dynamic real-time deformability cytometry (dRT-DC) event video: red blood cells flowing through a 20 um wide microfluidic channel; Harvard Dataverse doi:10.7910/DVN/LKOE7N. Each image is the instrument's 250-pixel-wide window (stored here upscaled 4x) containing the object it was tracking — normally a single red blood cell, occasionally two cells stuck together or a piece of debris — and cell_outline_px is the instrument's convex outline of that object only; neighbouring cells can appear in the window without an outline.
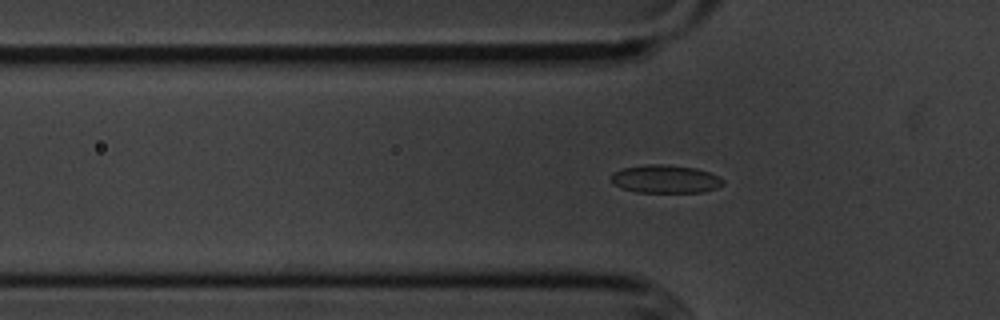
{"species": "common noctule bat (a hibernating species)", "species_latin": "Nyctalus noctula", "temperature_condition": "cold", "stored_images_in_passage": 50, "segment_of_instrument_passage": [1, 2], "camera_frame_rate_fps": 3000, "um_per_image_px": 0.085, "animal": {"sex": "male", "body_mass_g": 20.1, "forearm_length_mm": 53.5}, "frame": {"image": 1, "passage_image": 11, "time_ms": 3.333, "image_size_px": [1000, 320], "cell_outline_px": [[724, 184], [716, 188], [704, 192], [636, 192], [620, 188], [612, 184], [612, 172], [624, 168], [648, 164], [660, 164], [696, 168], [720, 176], [724, 180]], "centroid_in_image_um": [56.56, 15.22], "position_along_channel_um": 69.2, "area_um2": 18.38}}
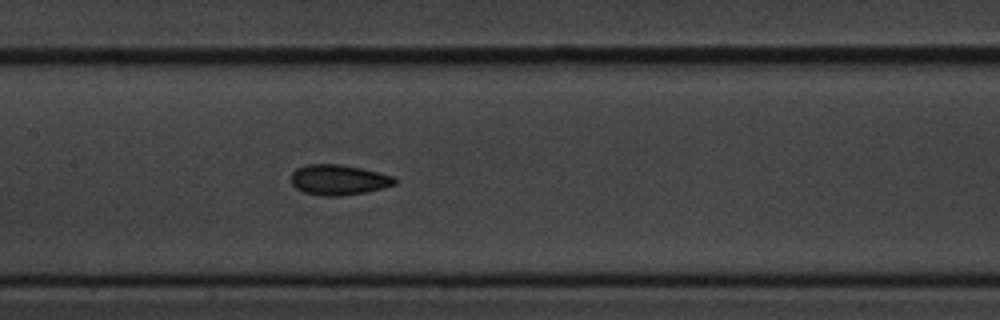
{"frame": {"image": 2, "passage_image": 20, "time_ms": 6.333, "image_size_px": [1000, 320], "cell_outline_px": [[396, 184], [384, 188], [364, 192], [340, 196], [320, 196], [304, 192], [296, 188], [292, 184], [292, 172], [296, 168], [304, 164], [340, 164], [380, 172], [396, 176]], "centroid_in_image_um": [28.79, 15.28], "position_along_channel_um": 178.6, "area_um2": 18.5}}
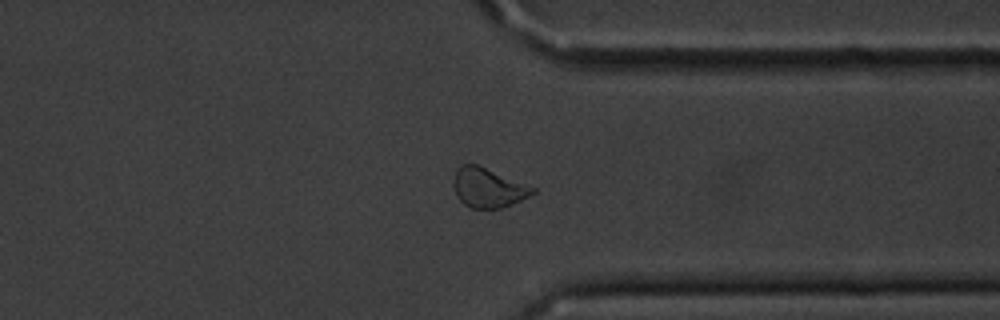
{"frame": {"image": 3, "passage_image": 36, "time_ms": 11.667, "image_size_px": [1000, 320], "cell_outline_px": [[536, 192], [512, 204], [500, 208], [472, 208], [464, 204], [456, 196], [452, 184], [456, 172], [464, 164], [480, 164], [536, 188]], "centroid_in_image_um": [41.49, 15.95], "position_along_channel_um": 369.9, "area_um2": 18.21}}